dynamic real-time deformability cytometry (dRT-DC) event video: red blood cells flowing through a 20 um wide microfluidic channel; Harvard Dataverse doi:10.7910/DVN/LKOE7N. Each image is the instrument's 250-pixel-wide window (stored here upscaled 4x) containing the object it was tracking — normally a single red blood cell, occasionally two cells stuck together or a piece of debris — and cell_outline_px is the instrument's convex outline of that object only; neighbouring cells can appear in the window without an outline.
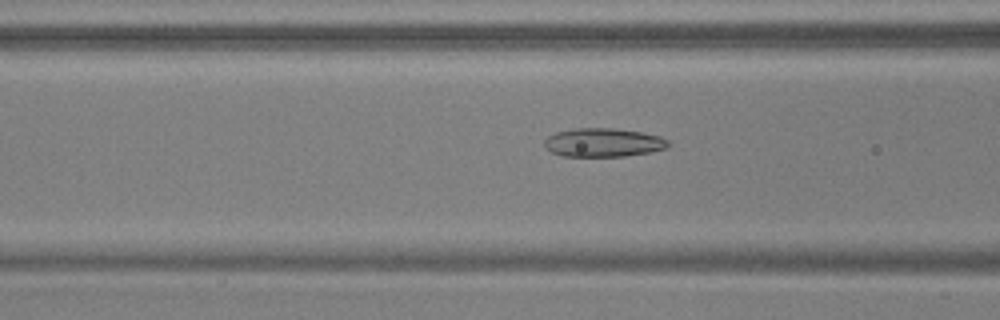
{"species": "common noctule bat (a hibernating species)", "species_latin": "Nyctalus noctula", "temperature_condition": "warm", "stored_images_in_passage": 38, "camera_frame_rate_fps": 3000, "um_per_image_px": 0.085, "animal": {"sex": "male", "body_mass_g": 17.9, "forearm_length_mm": 54.2}, "frame": {"image": 1, "passage_image": 5, "time_ms": 1.333, "image_size_px": [1000, 320], "cell_outline_px": [[668, 148], [648, 152], [624, 156], [564, 156], [552, 152], [544, 144], [544, 140], [548, 136], [556, 132], [576, 128], [612, 128], [640, 132], [660, 136], [668, 140]], "centroid_in_image_um": [51.28, 12.11], "position_along_channel_um": 115.3, "area_um2": 20.46}}
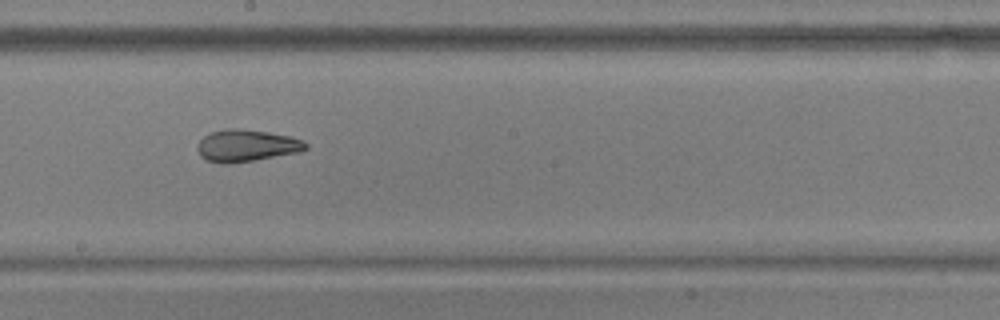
{"frame": {"image": 2, "passage_image": 14, "time_ms": 4.333, "image_size_px": [1000, 320], "cell_outline_px": [[308, 148], [300, 152], [228, 164], [220, 164], [208, 160], [200, 156], [196, 148], [196, 144], [204, 136], [212, 132], [224, 128], [236, 128], [268, 132], [288, 136], [304, 140], [308, 144]], "centroid_in_image_um": [20.93, 12.37], "position_along_channel_um": 227.3, "area_um2": 20.23}}
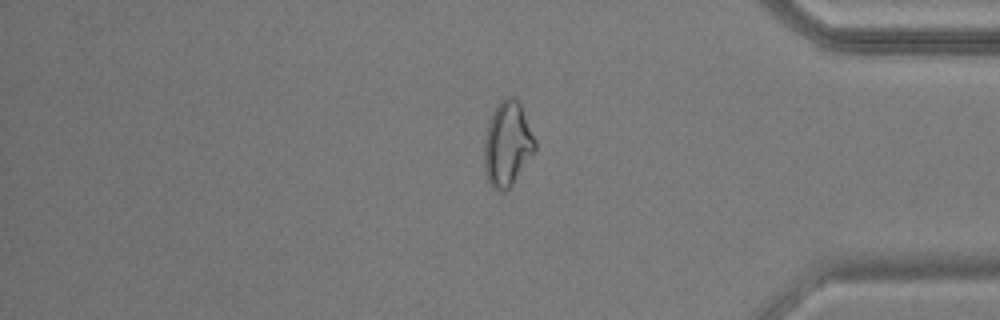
{"frame": {"image": 3, "passage_image": 29, "time_ms": 9.333, "image_size_px": [1000, 320], "cell_outline_px": [[536, 152], [512, 184], [504, 192], [500, 192], [492, 188], [488, 180], [484, 168], [484, 140], [488, 124], [492, 112], [496, 104], [504, 96], [516, 96], [520, 104], [536, 140]], "centroid_in_image_um": [43.13, 12.22], "position_along_channel_um": 392.1, "area_um2": 25.43}, "authors_computed_cell_mechanics": {"area_um2": 20.4034, "velocity_mm_per_s": 3.7332, "shape_relaxation_time_tau1_ms": null, "shape_relaxation_time_tau2_ms": 2.4602, "deformation_change_tau1": null, "deformation_change_tau2": 0.0964}}